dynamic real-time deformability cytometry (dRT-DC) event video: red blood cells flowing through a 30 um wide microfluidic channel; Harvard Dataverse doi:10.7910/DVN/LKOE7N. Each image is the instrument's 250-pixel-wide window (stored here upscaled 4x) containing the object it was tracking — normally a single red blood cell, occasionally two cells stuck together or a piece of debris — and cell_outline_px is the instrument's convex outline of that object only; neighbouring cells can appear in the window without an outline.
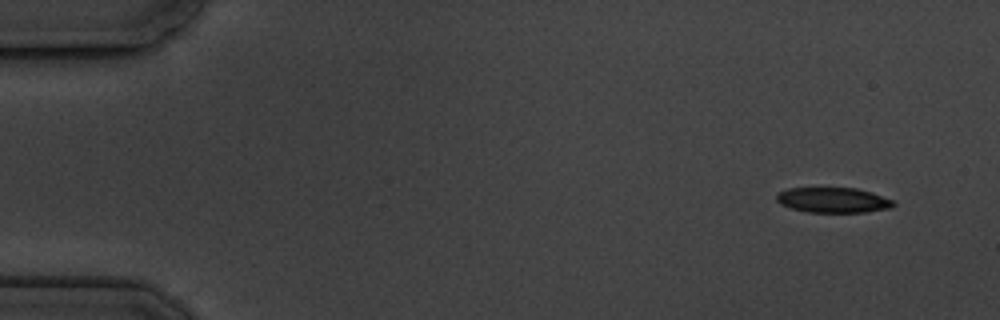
{"species": "common noctule bat (a hibernating species)", "species_latin": "Nyctalus noctula", "temperature_condition": "cold", "stored_images_in_passage": 5, "camera_frame_rate_fps": 3000, "um_per_image_px": 0.085, "animal": {"sex": "male", "body_mass_g": 19.5, "forearm_length_mm": 54.6}, "frame": {"image": 1, "passage_image": 1, "time_ms": 0.0, "image_size_px": [1000, 320], "cell_outline_px": [[896, 204], [892, 208], [864, 212], [808, 212], [792, 208], [780, 204], [776, 200], [776, 196], [780, 192], [788, 188], [856, 188], [872, 192], [892, 200]], "centroid_in_image_um": [70.83, 17.01], "position_along_channel_um": 14.2, "area_um2": 17.11}}
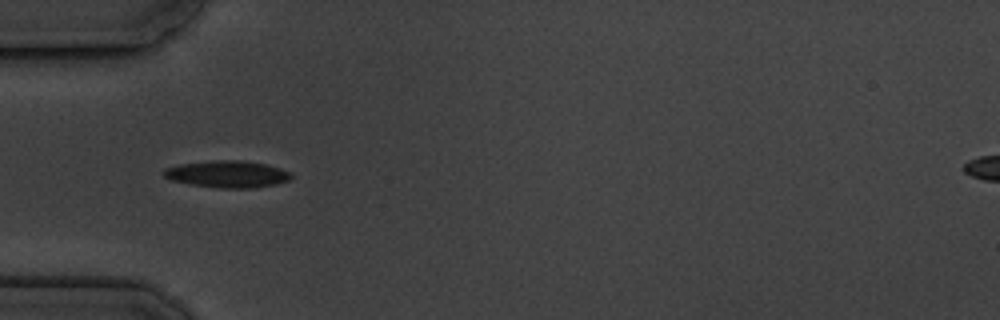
{"frame": {"image": 2, "passage_image": 5, "time_ms": 4.667, "image_size_px": [1000, 320], "cell_outline_px": [[292, 176], [288, 180], [276, 184], [252, 188], [220, 188], [192, 184], [172, 180], [164, 176], [160, 172], [164, 168], [180, 164], [216, 160], [240, 160], [264, 164], [280, 168], [292, 172]], "centroid_in_image_um": [19.32, 14.8], "position_along_channel_um": 65.7, "area_um2": 19.88}}